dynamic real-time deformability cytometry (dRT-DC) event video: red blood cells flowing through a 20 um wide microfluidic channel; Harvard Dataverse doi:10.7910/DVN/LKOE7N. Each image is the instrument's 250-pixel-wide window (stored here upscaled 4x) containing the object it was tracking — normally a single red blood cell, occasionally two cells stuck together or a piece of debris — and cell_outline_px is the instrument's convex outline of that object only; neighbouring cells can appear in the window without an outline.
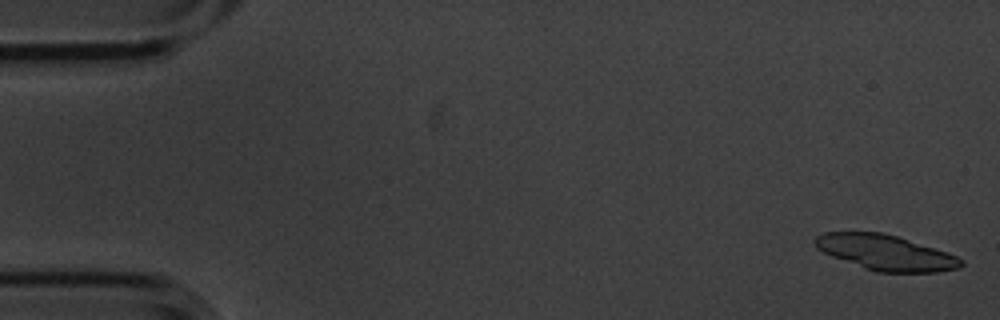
{"species": "common noctule bat (a hibernating species)", "species_latin": "Nyctalus noctula", "temperature_condition": "cold", "stored_images_in_passage": 5, "camera_frame_rate_fps": 3000, "um_per_image_px": 0.085, "animal": {"sex": "male", "body_mass_g": 20.1, "forearm_length_mm": 53.5}, "frame": {"image": 1, "passage_image": 1, "time_ms": 0.0, "image_size_px": [1000, 320], "cell_outline_px": [[964, 264], [960, 268], [936, 272], [876, 272], [864, 268], [832, 256], [816, 248], [812, 240], [816, 236], [824, 232], [880, 232], [896, 236], [948, 252], [964, 260]], "centroid_in_image_um": [75.28, 21.47], "position_along_channel_um": 9.7, "area_um2": 30.0}}
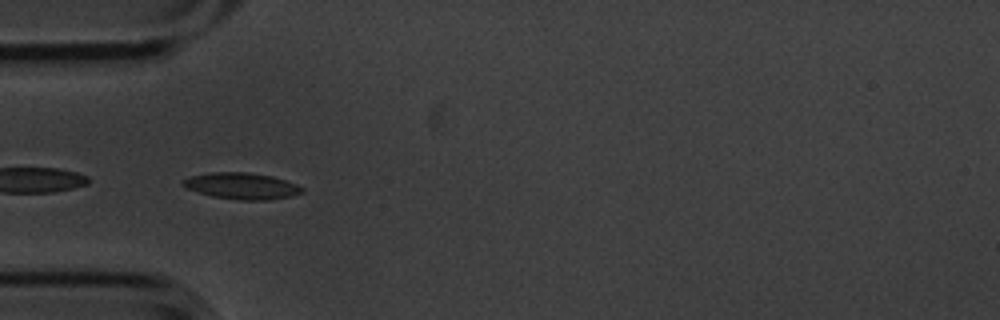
{"frame": {"image": 2, "passage_image": 5, "time_ms": 1.333, "image_size_px": [1000, 320], "cell_outline_px": [[304, 192], [288, 196], [268, 200], [240, 200], [212, 196], [188, 188], [180, 184], [180, 180], [188, 176], [212, 172], [248, 172], [272, 176], [296, 184], [304, 188]], "centroid_in_image_um": [20.51, 15.79], "position_along_channel_um": 64.5, "area_um2": 18.26}}